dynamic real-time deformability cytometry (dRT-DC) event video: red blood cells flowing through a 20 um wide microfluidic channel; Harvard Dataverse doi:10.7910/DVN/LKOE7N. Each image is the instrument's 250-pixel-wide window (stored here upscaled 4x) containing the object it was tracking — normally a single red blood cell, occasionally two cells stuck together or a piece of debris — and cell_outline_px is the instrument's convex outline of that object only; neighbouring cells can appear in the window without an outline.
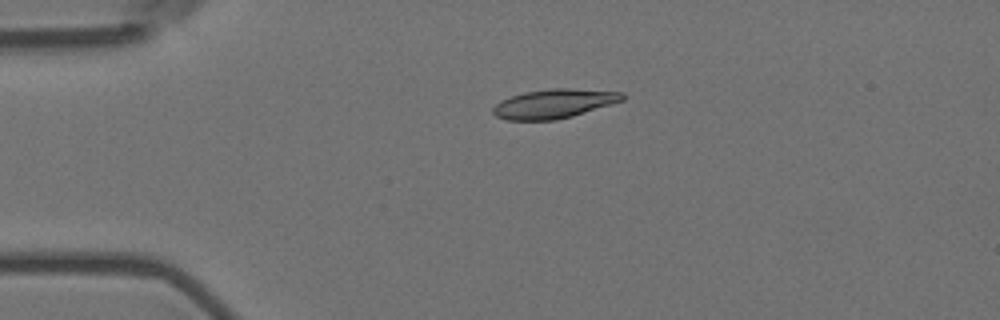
{"species": "Egyptian fruit bat (a non-hibernating species)", "species_latin": "Rousettus aegyptiacus", "temperature_condition": "room temperature", "stored_images_in_passage": 2, "camera_frame_rate_fps": 3000, "um_per_image_px": 0.085, "animal": {"sex": "female"}, "frame": {"image": 1, "passage_image": 1, "time_ms": 0.0, "image_size_px": [1000, 320], "cell_outline_px": [[624, 100], [572, 116], [556, 120], [504, 120], [496, 116], [492, 112], [492, 108], [500, 100], [524, 92], [552, 88], [568, 88], [624, 92]], "centroid_in_image_um": [47.06, 8.81], "position_along_channel_um": 37.9, "area_um2": 21.96}}